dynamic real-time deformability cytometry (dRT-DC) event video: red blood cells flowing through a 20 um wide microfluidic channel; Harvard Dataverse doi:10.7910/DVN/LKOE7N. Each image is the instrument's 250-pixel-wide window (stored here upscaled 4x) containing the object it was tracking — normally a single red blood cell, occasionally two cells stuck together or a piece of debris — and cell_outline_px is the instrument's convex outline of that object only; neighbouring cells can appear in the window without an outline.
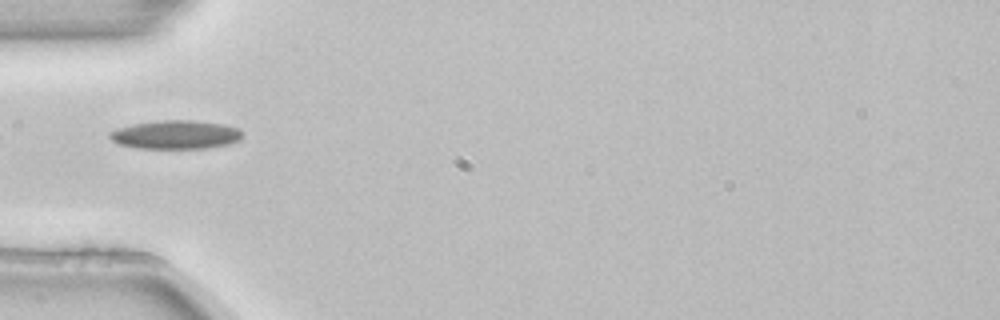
{"species": "common noctule bat (a hibernating species)", "species_latin": "Nyctalus noctula", "temperature_condition": "room temperature", "stored_images_in_passage": 1, "camera_frame_rate_fps": 3000, "um_per_image_px": 0.085, "animal": {"sex": "female", "body_mass_g": 22.7, "forearm_length_mm": 54.2}, "frame": {"image": 1, "passage_image": 1, "time_ms": 0.0, "image_size_px": [1000, 320], "cell_outline_px": [[240, 140], [228, 144], [204, 148], [136, 148], [120, 144], [112, 140], [108, 136], [108, 132], [132, 124], [164, 120], [192, 120], [220, 124], [236, 128], [240, 132]], "centroid_in_image_um": [14.88, 11.45], "position_along_channel_um": 70.1, "area_um2": 21.73}}